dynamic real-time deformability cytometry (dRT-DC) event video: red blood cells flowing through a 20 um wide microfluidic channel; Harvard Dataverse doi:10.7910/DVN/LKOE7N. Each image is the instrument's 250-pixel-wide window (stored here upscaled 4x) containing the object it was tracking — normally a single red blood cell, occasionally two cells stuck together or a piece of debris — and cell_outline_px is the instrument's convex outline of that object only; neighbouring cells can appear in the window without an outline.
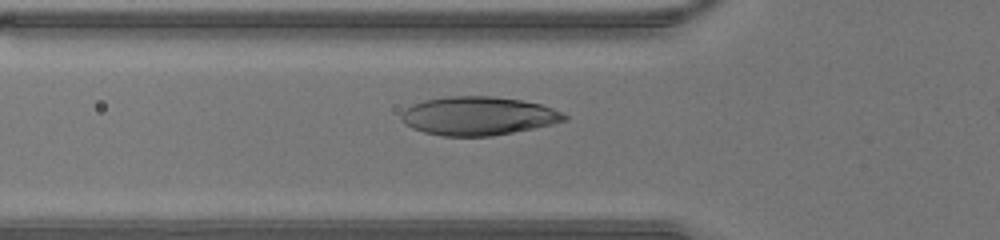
{"species": "human", "species_latin": "Homo sapiens", "temperature_condition": "warm", "stored_images_in_passage": 31, "camera_frame_rate_fps": 3000, "um_per_image_px": 0.085, "donor": {"sex": "male"}, "frame": {"image": 1, "passage_image": 7, "time_ms": 2.0, "image_size_px": [1000, 240], "cell_outline_px": [[568, 120], [552, 124], [492, 136], [444, 136], [424, 132], [412, 128], [400, 120], [400, 112], [404, 108], [412, 104], [424, 100], [448, 96], [496, 96], [520, 100], [540, 104], [552, 108], [568, 116]], "centroid_in_image_um": [40.6, 9.85], "position_along_channel_um": 85.2, "area_um2": 36.7}}
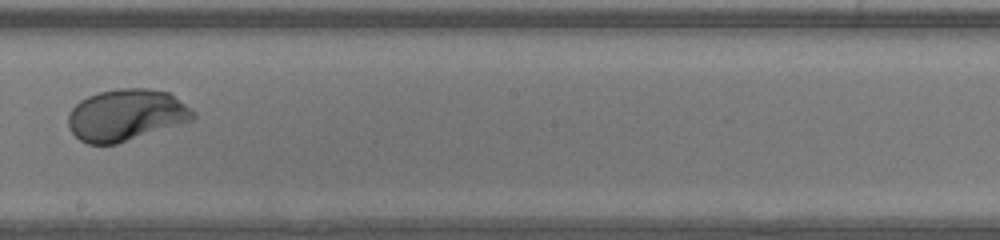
{"frame": {"image": 2, "passage_image": 17, "time_ms": 5.333, "image_size_px": [1000, 240], "cell_outline_px": [[196, 116], [192, 120], [116, 144], [88, 144], [80, 140], [72, 132], [68, 124], [68, 116], [72, 108], [80, 100], [88, 96], [100, 92], [116, 88], [148, 88], [172, 92], [196, 112]], "centroid_in_image_um": [10.75, 9.75], "position_along_channel_um": 237.5, "area_um2": 37.69}}
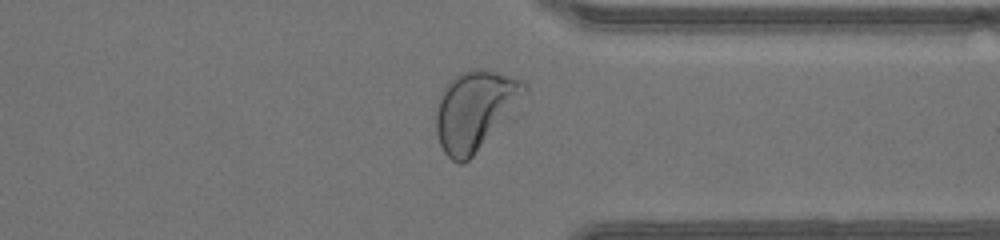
{"frame": {"image": 3, "passage_image": 26, "time_ms": 8.333, "image_size_px": [1000, 240], "cell_outline_px": [[528, 92], [472, 156], [464, 164], [460, 164], [452, 160], [444, 152], [440, 144], [436, 132], [436, 112], [440, 92], [444, 84], [460, 72], [468, 68], [480, 68], [496, 72], [524, 80], [528, 84]], "centroid_in_image_um": [40.34, 9.31], "position_along_channel_um": 371.1, "area_um2": 40.52}}